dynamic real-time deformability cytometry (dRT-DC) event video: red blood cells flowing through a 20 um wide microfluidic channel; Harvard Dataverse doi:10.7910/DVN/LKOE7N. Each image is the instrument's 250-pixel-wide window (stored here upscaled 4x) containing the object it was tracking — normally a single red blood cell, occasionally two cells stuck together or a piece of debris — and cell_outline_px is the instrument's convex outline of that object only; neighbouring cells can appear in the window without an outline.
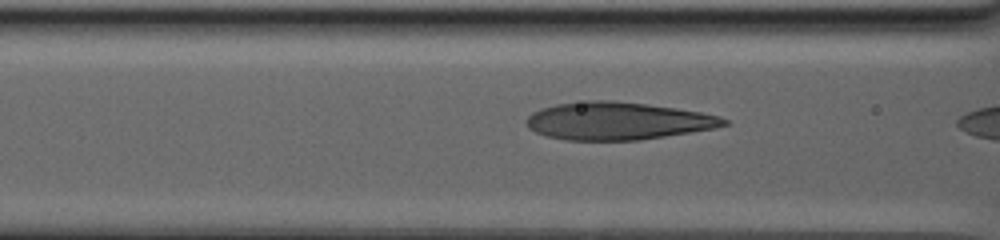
{"species": "human", "species_latin": "Homo sapiens", "temperature_condition": "warm", "stored_images_in_passage": 22, "camera_frame_rate_fps": 3000, "um_per_image_px": 0.085, "donor": {"sex": "male"}, "frame": {"image": 1, "passage_image": 21, "time_ms": 8.667, "image_size_px": [1000, 240], "cell_outline_px": [[728, 124], [712, 128], [640, 140], [564, 140], [548, 136], [536, 132], [528, 128], [528, 116], [532, 112], [540, 108], [556, 104], [588, 100], [612, 100], [676, 108], [700, 112], [720, 116], [728, 120]], "centroid_in_image_um": [52.46, 10.27], "position_along_channel_um": 114.1, "area_um2": 42.95}}